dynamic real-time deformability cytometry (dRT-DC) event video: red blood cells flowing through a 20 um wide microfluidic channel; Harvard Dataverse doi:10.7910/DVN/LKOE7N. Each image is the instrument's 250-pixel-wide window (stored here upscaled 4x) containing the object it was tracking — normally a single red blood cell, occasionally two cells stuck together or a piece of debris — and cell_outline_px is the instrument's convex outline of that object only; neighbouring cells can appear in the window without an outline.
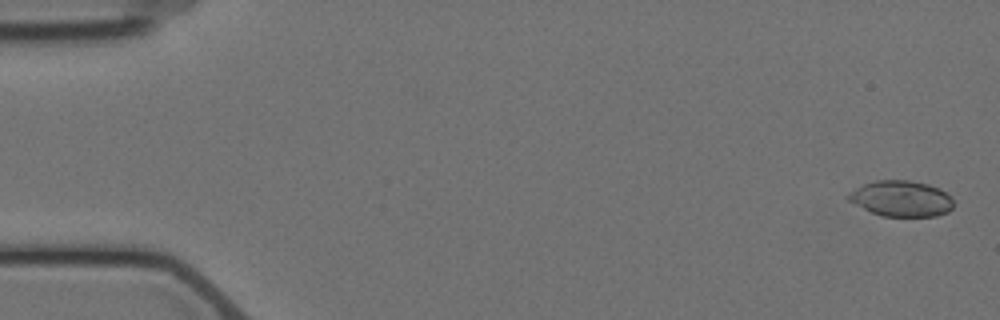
{"species": "Egyptian fruit bat (a non-hibernating species)", "species_latin": "Rousettus aegyptiacus", "temperature_condition": "cold", "stored_images_in_passage": 10, "camera_frame_rate_fps": 3000, "um_per_image_px": 0.085, "animal": {"sex": "female"}, "frame": {"image": 1, "passage_image": 1, "time_ms": 0.0, "image_size_px": [1000, 320], "cell_outline_px": [[952, 208], [948, 212], [936, 216], [884, 216], [872, 212], [848, 200], [844, 196], [848, 192], [864, 184], [876, 180], [908, 180], [928, 184], [940, 188], [952, 196]], "centroid_in_image_um": [76.62, 16.87], "position_along_channel_um": 8.4, "area_um2": 21.96}}
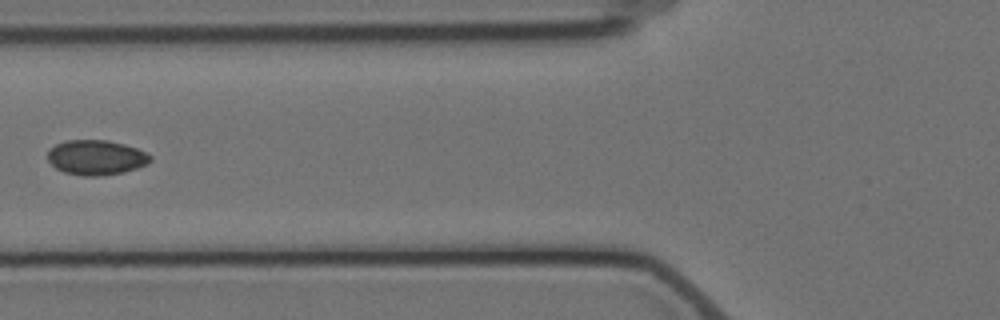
{"frame": {"image": 2, "passage_image": 7, "time_ms": 7.0, "image_size_px": [1000, 320], "cell_outline_px": [[152, 160], [148, 164], [124, 172], [100, 176], [84, 176], [64, 172], [56, 168], [48, 160], [48, 148], [64, 140], [108, 140], [124, 144], [136, 148], [152, 156]], "centroid_in_image_um": [8.16, 13.38], "position_along_channel_um": 117.6, "area_um2": 20.98}}
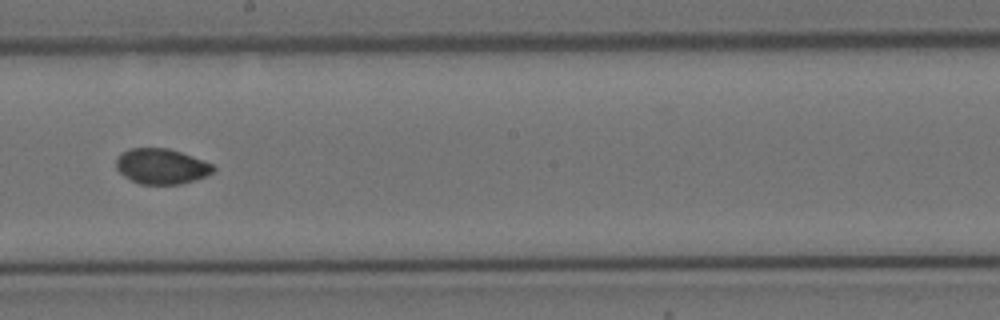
{"frame": {"image": 3, "passage_image": 10, "time_ms": 10.333, "image_size_px": [1000, 320], "cell_outline_px": [[216, 168], [212, 172], [204, 176], [180, 184], [140, 184], [124, 176], [116, 168], [116, 156], [120, 152], [128, 148], [168, 148], [192, 156], [212, 164]], "centroid_in_image_um": [13.67, 14.12], "position_along_channel_um": 234.5, "area_um2": 19.94}}